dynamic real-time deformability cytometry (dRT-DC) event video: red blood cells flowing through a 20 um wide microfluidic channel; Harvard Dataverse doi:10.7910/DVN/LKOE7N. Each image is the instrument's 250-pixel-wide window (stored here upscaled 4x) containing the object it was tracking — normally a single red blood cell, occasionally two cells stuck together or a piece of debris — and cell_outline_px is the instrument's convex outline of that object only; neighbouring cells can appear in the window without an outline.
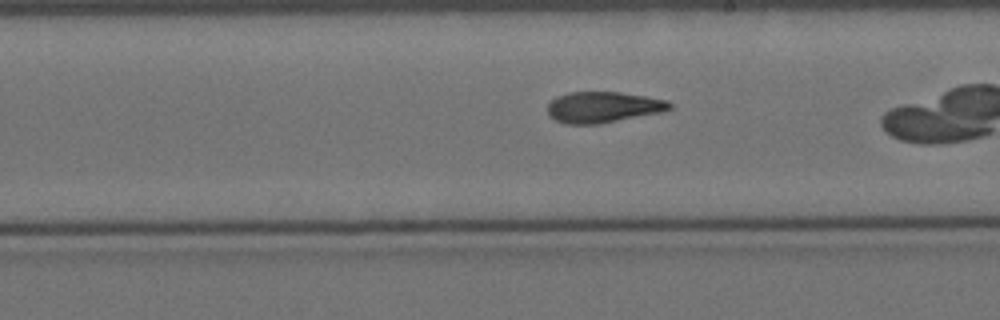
{"species": "Egyptian fruit bat (a non-hibernating species)", "species_latin": "Rousettus aegyptiacus", "temperature_condition": "cold", "stored_images_in_passage": 40, "camera_frame_rate_fps": 3000, "um_per_image_px": 0.085, "animal": {"sex": "female"}, "frame": {"image": 1, "passage_image": 29, "time_ms": 9.333, "image_size_px": [1000, 320], "cell_outline_px": [[672, 108], [664, 112], [600, 124], [564, 124], [548, 116], [548, 104], [556, 96], [568, 92], [620, 92], [668, 100], [672, 104]], "centroid_in_image_um": [51.27, 9.11], "position_along_channel_um": 237.7, "area_um2": 22.31}}